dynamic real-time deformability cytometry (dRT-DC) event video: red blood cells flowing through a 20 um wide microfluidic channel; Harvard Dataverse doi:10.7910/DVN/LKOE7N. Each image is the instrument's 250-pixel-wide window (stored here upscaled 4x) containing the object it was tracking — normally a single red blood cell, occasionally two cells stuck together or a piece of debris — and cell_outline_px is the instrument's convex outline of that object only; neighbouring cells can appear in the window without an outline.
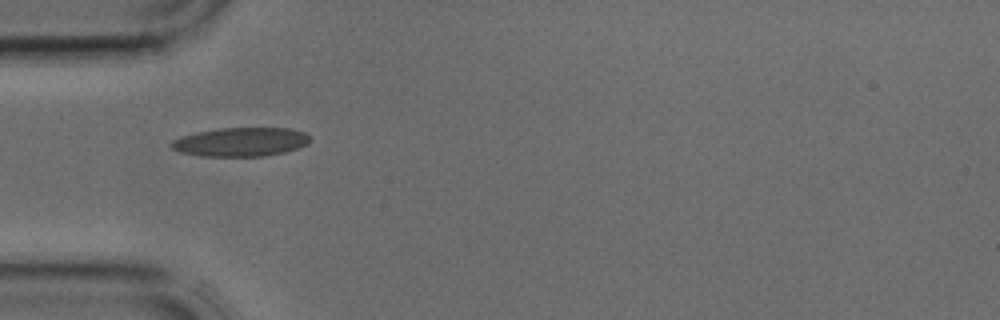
{"species": "common noctule bat (a hibernating species)", "species_latin": "Nyctalus noctula", "temperature_condition": "cold", "stored_images_in_passage": 2, "camera_frame_rate_fps": 3000, "um_per_image_px": 0.085, "animal": {"sex": "male", "body_mass_g": 17.9, "forearm_length_mm": 54.2}, "frame": {"image": 1, "passage_image": 2, "time_ms": 0.333, "image_size_px": [1000, 320], "cell_outline_px": [[312, 140], [308, 144], [284, 152], [264, 156], [200, 156], [180, 152], [172, 148], [168, 144], [172, 140], [196, 132], [220, 128], [288, 128], [304, 132], [312, 136]], "centroid_in_image_um": [20.48, 12.06], "position_along_channel_um": 64.5, "area_um2": 23.41}}